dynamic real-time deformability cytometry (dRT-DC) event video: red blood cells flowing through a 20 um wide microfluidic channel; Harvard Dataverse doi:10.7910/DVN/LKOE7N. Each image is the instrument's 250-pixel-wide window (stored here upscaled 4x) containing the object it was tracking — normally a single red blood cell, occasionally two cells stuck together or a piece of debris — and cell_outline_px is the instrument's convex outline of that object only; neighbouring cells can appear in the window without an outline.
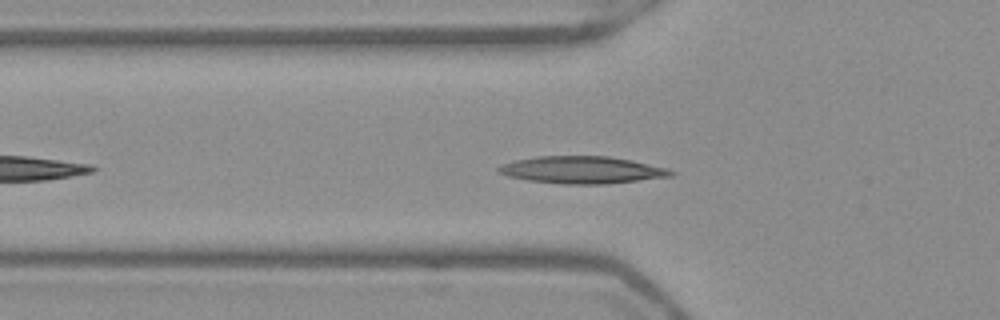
{"species": "Egyptian fruit bat (a non-hibernating species)", "species_latin": "Rousettus aegyptiacus", "temperature_condition": "warm", "stored_images_in_passage": 33, "camera_frame_rate_fps": 3000, "um_per_image_px": 0.085, "frame": {"image": 1, "passage_image": 2, "time_ms": 0.333, "image_size_px": [1000, 320], "cell_outline_px": [[676, 172], [672, 176], [604, 184], [560, 184], [528, 180], [508, 176], [500, 172], [496, 168], [500, 164], [516, 160], [536, 156], [608, 156], [632, 160], [668, 168]], "centroid_in_image_um": [49.47, 14.44], "position_along_channel_um": 76.3, "area_um2": 27.34}}
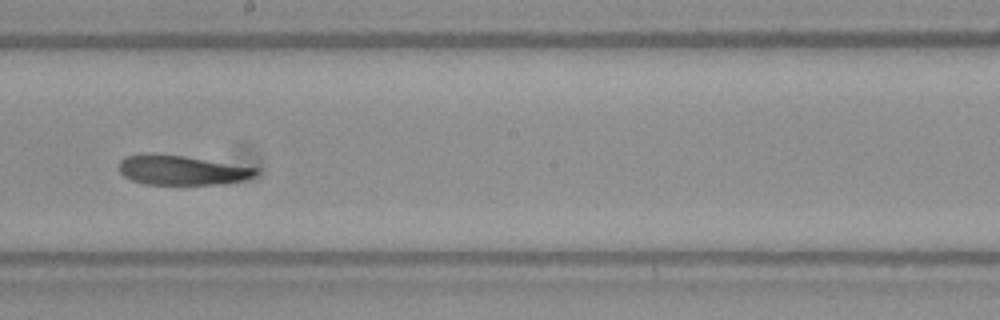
{"frame": {"image": 2, "passage_image": 14, "time_ms": 4.333, "image_size_px": [1000, 320], "cell_outline_px": [[260, 168], [252, 176], [244, 180], [224, 184], [144, 184], [132, 180], [124, 176], [120, 172], [120, 160], [124, 156], [148, 152], [152, 152], [184, 156]], "centroid_in_image_um": [15.41, 14.44], "position_along_channel_um": 232.8, "area_um2": 23.76}}
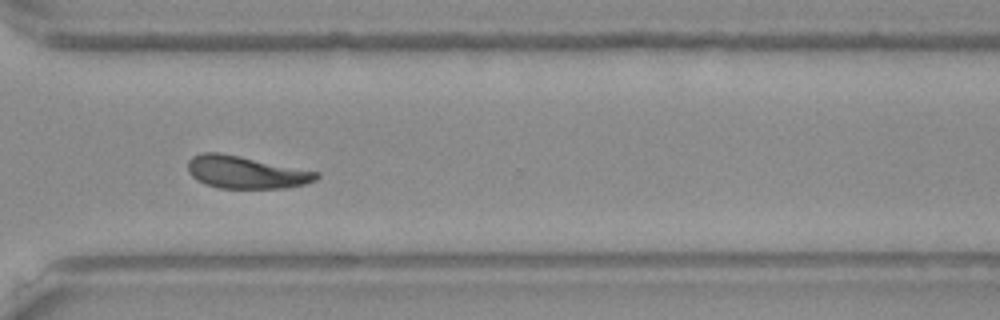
{"frame": {"image": 3, "passage_image": 23, "time_ms": 7.333, "image_size_px": [1000, 320], "cell_outline_px": [[320, 176], [316, 180], [304, 184], [288, 188], [220, 188], [204, 184], [196, 180], [188, 172], [188, 160], [192, 156], [200, 152], [220, 152], [320, 172]], "centroid_in_image_um": [20.88, 14.64], "position_along_channel_um": 349.7, "area_um2": 24.51}, "authors_computed_cell_mechanics": {"area_um2": 23.698, "velocity_mm_per_s": 3.9001, "shape_relaxation_time_tau1_ms": null, "shape_relaxation_time_tau2_ms": 8.5442, "deformation_change_tau1": null, "deformation_change_tau2": 0.1874}}